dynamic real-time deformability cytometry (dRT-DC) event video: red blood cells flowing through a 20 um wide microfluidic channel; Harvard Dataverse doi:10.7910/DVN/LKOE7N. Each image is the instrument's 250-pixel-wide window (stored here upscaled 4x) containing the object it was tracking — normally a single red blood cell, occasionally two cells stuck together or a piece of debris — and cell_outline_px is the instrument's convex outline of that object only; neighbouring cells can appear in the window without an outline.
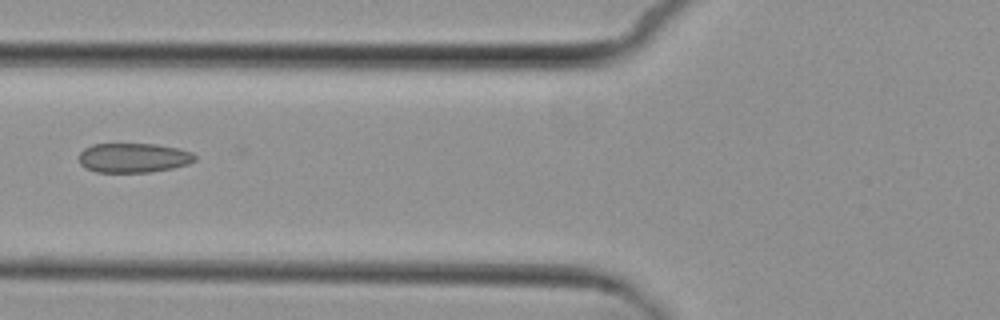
{"species": "common noctule bat (a hibernating species)", "species_latin": "Nyctalus noctula", "temperature_condition": "cold", "stored_images_in_passage": 5, "camera_frame_rate_fps": 3000, "um_per_image_px": 0.085, "animal": {"sex": "female", "body_mass_g": 29.2, "forearm_length_mm": 56.3}, "frame": {"image": 1, "passage_image": 4, "time_ms": 4.333, "image_size_px": [1000, 320], "cell_outline_px": [[196, 160], [188, 164], [172, 168], [152, 172], [96, 172], [84, 168], [80, 164], [76, 156], [84, 148], [92, 144], [156, 144], [180, 148], [192, 152], [196, 156]], "centroid_in_image_um": [11.32, 13.41], "position_along_channel_um": 114.5, "area_um2": 20.29}}
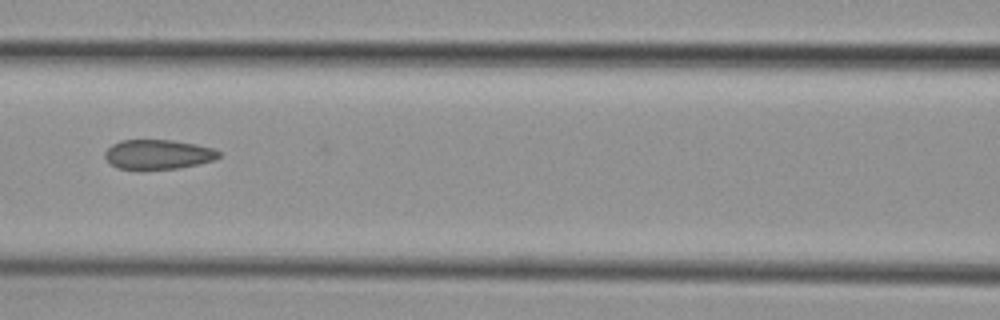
{"frame": {"image": 2, "passage_image": 5, "time_ms": 5.333, "image_size_px": [1000, 320], "cell_outline_px": [[220, 156], [212, 160], [180, 168], [140, 172], [116, 168], [104, 156], [104, 152], [112, 144], [120, 140], [172, 140], [196, 144], [212, 148], [220, 152]], "centroid_in_image_um": [13.37, 13.16], "position_along_channel_um": 153.2, "area_um2": 20.17}}